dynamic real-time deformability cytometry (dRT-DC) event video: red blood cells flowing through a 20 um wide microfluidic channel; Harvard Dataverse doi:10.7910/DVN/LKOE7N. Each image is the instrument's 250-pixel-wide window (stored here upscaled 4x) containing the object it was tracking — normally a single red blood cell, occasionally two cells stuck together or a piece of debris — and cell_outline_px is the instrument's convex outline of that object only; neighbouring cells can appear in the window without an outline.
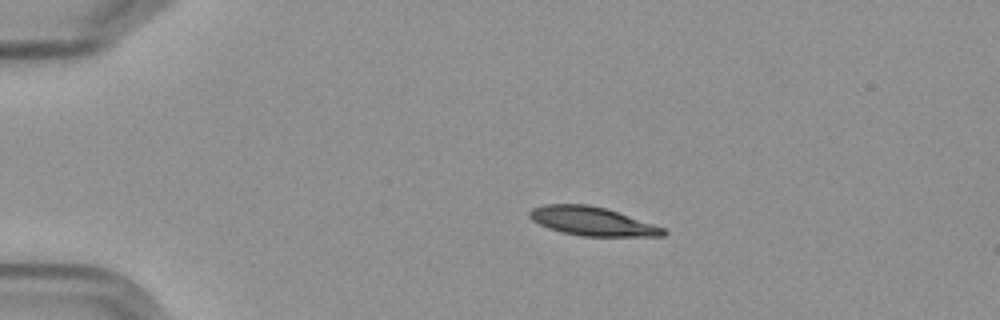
{"species": "Egyptian fruit bat (a non-hibernating species)", "species_latin": "Rousettus aegyptiacus", "temperature_condition": "cold", "stored_images_in_passage": 5, "segment_of_instrument_passage": [1, 2], "camera_frame_rate_fps": 3000, "um_per_image_px": 0.085, "frame": {"image": 1, "passage_image": 3, "time_ms": 2.333, "image_size_px": [1000, 320], "cell_outline_px": [[668, 232], [664, 236], [584, 236], [564, 232], [548, 228], [532, 220], [528, 216], [528, 212], [532, 208], [544, 204], [588, 204], [604, 208], [664, 228]], "centroid_in_image_um": [50.29, 18.8], "position_along_channel_um": 34.7, "area_um2": 22.02}}